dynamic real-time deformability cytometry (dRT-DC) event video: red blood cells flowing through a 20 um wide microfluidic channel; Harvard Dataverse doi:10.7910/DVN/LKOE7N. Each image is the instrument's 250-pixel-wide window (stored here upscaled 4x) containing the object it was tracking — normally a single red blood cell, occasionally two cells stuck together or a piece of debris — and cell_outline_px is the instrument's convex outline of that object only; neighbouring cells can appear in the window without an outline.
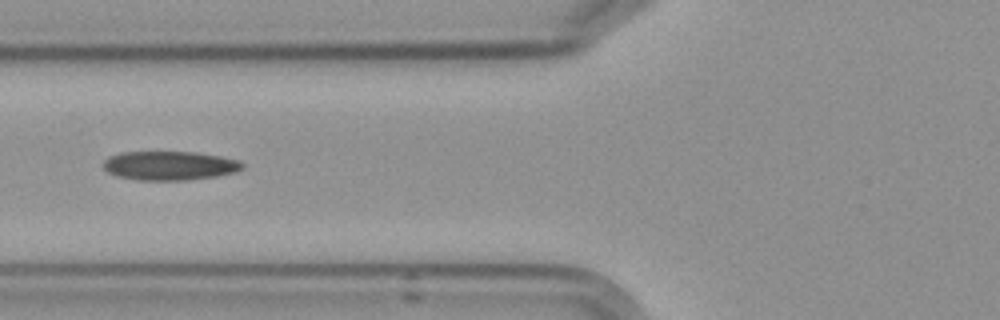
{"species": "Egyptian fruit bat (a non-hibernating species)", "species_latin": "Rousettus aegyptiacus", "temperature_condition": "cold", "stored_images_in_passage": 9, "camera_frame_rate_fps": 3000, "um_per_image_px": 0.085, "frame": {"image": 1, "passage_image": 7, "time_ms": 7.333, "image_size_px": [1000, 320], "cell_outline_px": [[244, 168], [232, 172], [216, 176], [184, 180], [136, 180], [116, 176], [108, 172], [104, 168], [104, 160], [108, 156], [120, 152], [192, 152], [216, 156], [236, 160], [244, 164]], "centroid_in_image_um": [14.34, 14.08], "position_along_channel_um": 111.5, "area_um2": 23.24}}
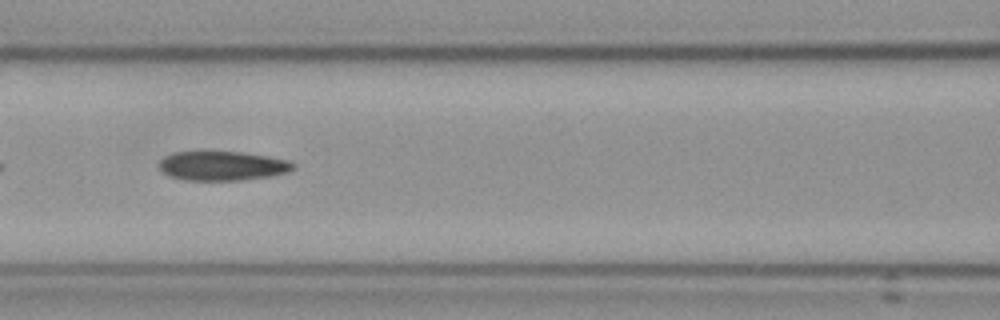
{"frame": {"image": 2, "passage_image": 8, "time_ms": 8.333, "image_size_px": [1000, 320], "cell_outline_px": [[296, 168], [288, 172], [272, 176], [240, 180], [184, 180], [168, 176], [160, 168], [160, 160], [164, 156], [172, 152], [240, 152], [268, 156], [288, 160], [296, 164]], "centroid_in_image_um": [18.93, 14.1], "position_along_channel_um": 147.7, "area_um2": 22.95}}